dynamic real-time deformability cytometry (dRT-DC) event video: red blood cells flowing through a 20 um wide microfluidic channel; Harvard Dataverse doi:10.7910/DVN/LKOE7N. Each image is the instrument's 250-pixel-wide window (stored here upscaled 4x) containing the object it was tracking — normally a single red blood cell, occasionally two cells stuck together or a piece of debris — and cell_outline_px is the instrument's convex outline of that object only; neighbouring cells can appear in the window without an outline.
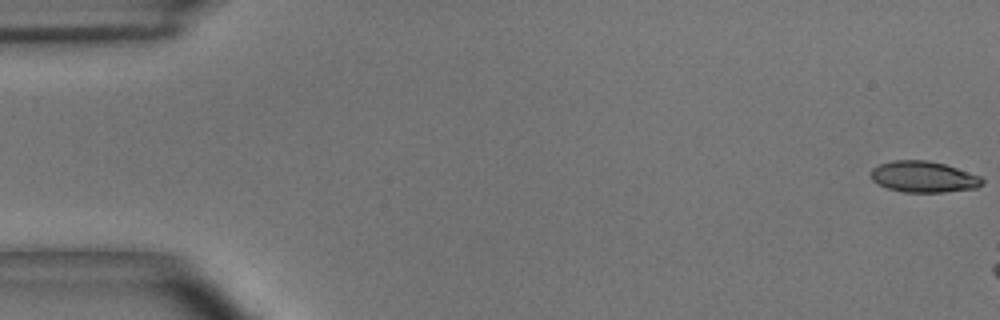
{"species": "common noctule bat (a hibernating species)", "species_latin": "Nyctalus noctula", "temperature_condition": "room temperature", "stored_images_in_passage": 6, "camera_frame_rate_fps": 3000, "um_per_image_px": 0.085, "animal": {"sex": "male", "body_mass_g": 15.6}, "frame": {"image": 1, "passage_image": 1, "time_ms": 0.0, "image_size_px": [1000, 320], "cell_outline_px": [[984, 184], [976, 188], [944, 192], [904, 192], [888, 188], [876, 184], [872, 180], [872, 168], [880, 164], [892, 160], [928, 160], [944, 164], [980, 176], [984, 180]], "centroid_in_image_um": [78.5, 15.03], "position_along_channel_um": 6.5, "area_um2": 20.17}}